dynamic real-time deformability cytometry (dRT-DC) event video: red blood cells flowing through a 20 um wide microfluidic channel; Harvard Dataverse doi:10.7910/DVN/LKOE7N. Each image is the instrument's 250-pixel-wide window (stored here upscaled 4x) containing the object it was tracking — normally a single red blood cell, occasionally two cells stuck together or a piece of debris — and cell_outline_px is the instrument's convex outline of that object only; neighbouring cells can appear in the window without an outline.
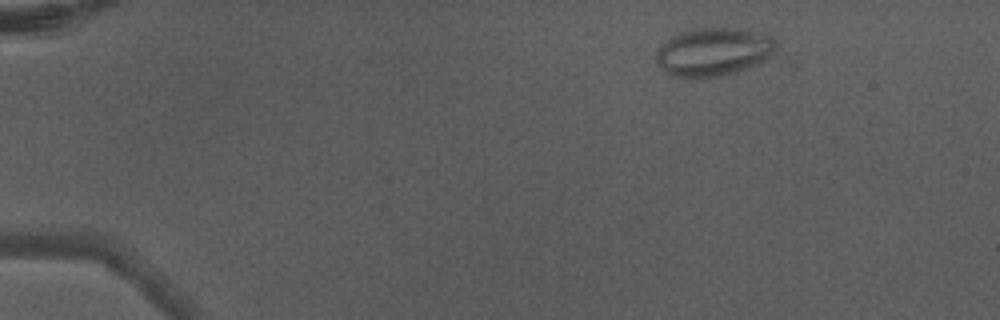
{"species": "Egyptian fruit bat (a non-hibernating species)", "species_latin": "Rousettus aegyptiacus", "temperature_condition": "warm", "stored_images_in_passage": 3, "camera_frame_rate_fps": 3000, "um_per_image_px": 0.085, "animal": {"sex": "male"}, "frame": {"image": 1, "passage_image": 3, "time_ms": 0.667, "image_size_px": [1000, 320], "cell_outline_px": [[776, 52], [764, 60], [756, 64], [736, 72], [720, 76], [668, 76], [664, 72], [656, 60], [656, 52], [668, 40], [684, 32], [700, 28], [744, 28], [760, 32], [772, 36], [776, 40]], "centroid_in_image_um": [60.72, 4.4], "position_along_channel_um": 24.3, "area_um2": 33.29}}